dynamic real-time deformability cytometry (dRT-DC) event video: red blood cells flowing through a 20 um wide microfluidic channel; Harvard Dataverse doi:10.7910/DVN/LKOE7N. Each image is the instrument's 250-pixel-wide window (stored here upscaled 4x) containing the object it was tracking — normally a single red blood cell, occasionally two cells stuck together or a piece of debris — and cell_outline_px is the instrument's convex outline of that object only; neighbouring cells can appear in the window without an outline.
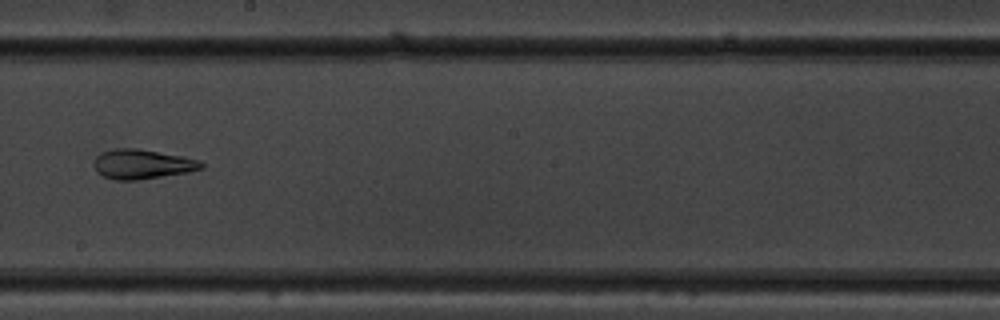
{"species": "common noctule bat (a hibernating species)", "species_latin": "Nyctalus noctula", "temperature_condition": "warm", "stored_images_in_passage": 9, "camera_frame_rate_fps": 3000, "um_per_image_px": 0.085, "animal": {"sex": "male", "body_mass_g": 19.5, "forearm_length_mm": 54.6}, "frame": {"image": 1, "passage_image": 9, "time_ms": 2.667, "image_size_px": [1000, 320], "cell_outline_px": [[204, 168], [188, 172], [136, 180], [116, 180], [104, 176], [96, 172], [96, 156], [100, 152], [116, 148], [136, 148], [184, 156], [200, 160], [204, 164]], "centroid_in_image_um": [12.12, 13.94], "position_along_channel_um": 236.1, "area_um2": 18.44}}